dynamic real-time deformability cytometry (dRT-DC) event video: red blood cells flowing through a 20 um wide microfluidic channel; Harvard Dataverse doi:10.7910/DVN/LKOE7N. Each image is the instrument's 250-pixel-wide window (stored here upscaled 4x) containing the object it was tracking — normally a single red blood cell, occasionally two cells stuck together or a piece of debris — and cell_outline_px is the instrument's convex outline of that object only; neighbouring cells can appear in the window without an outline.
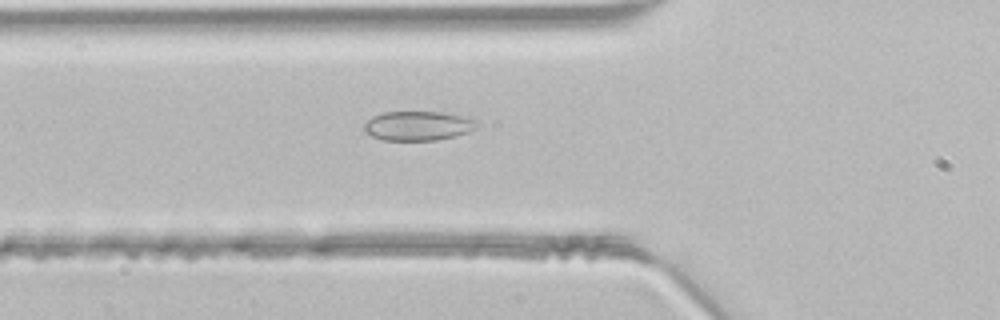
{"species": "common noctule bat (a hibernating species)", "species_latin": "Nyctalus noctula", "temperature_condition": "room temperature", "stored_images_in_passage": 32, "camera_frame_rate_fps": 3000, "um_per_image_px": 0.085, "animal": {"sex": "male", "body_mass_g": 21.5, "forearm_length_mm": 52.0}, "frame": {"image": 1, "passage_image": 2, "time_ms": 0.333, "image_size_px": [1000, 320], "cell_outline_px": [[480, 120], [476, 128], [468, 132], [456, 136], [436, 140], [384, 140], [372, 136], [364, 132], [364, 124], [372, 116], [384, 112], [444, 112], [472, 116]], "centroid_in_image_um": [35.61, 10.68], "position_along_channel_um": 90.2, "area_um2": 19.71}}
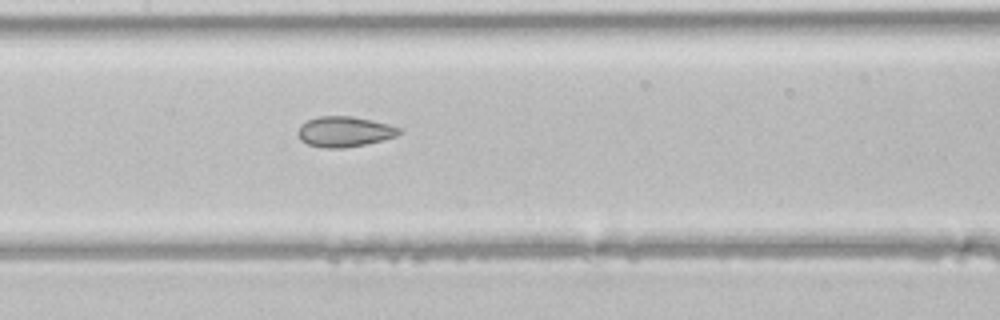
{"frame": {"image": 2, "passage_image": 8, "time_ms": 2.333, "image_size_px": [1000, 320], "cell_outline_px": [[404, 132], [396, 136], [364, 144], [344, 148], [324, 148], [308, 144], [300, 140], [296, 132], [300, 124], [316, 116], [352, 116], [372, 120], [388, 124], [400, 128]], "centroid_in_image_um": [29.25, 11.18], "position_along_channel_um": 178.2, "area_um2": 18.03}}
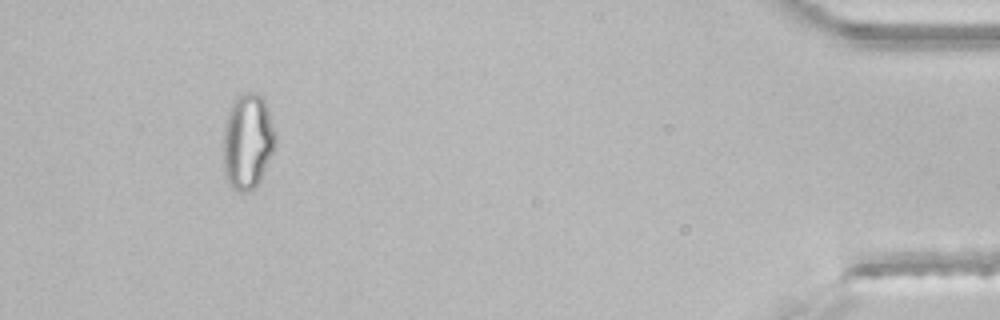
{"frame": {"image": 3, "passage_image": 29, "time_ms": 9.333, "image_size_px": [1000, 320], "cell_outline_px": [[276, 144], [260, 180], [256, 188], [248, 192], [240, 192], [232, 188], [224, 172], [224, 128], [232, 104], [236, 96], [244, 92], [256, 92], [264, 100], [276, 136]], "centroid_in_image_um": [21.05, 12.04], "position_along_channel_um": 414.1, "area_um2": 28.73}}